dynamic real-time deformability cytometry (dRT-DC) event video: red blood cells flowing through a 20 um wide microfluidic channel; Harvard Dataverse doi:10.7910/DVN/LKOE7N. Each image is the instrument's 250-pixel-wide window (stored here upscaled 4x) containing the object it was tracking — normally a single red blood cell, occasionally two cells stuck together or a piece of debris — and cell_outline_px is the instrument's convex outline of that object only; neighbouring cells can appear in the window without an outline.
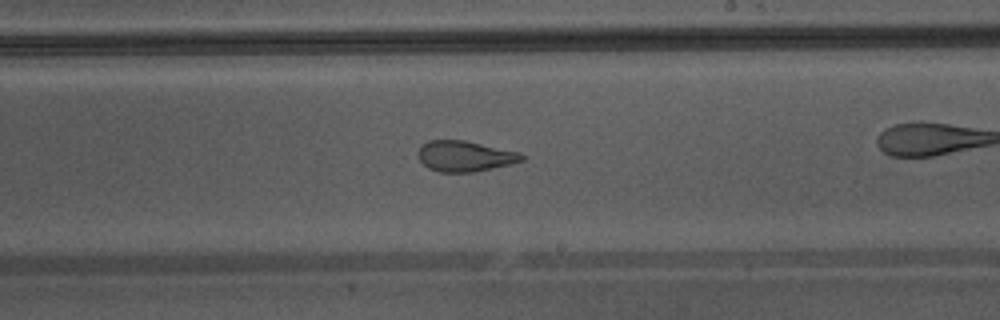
{"species": "Egyptian fruit bat (a non-hibernating species)", "species_latin": "Rousettus aegyptiacus", "temperature_condition": "warm", "stored_images_in_passage": 41, "camera_frame_rate_fps": 3000, "um_per_image_px": 0.085, "animal": {"sex": "male"}, "frame": {"image": 1, "passage_image": 30, "time_ms": 9.667, "image_size_px": [1000, 320], "cell_outline_px": [[524, 160], [512, 164], [472, 172], [440, 172], [428, 168], [420, 160], [420, 144], [428, 140], [464, 140], [520, 152], [524, 156]], "centroid_in_image_um": [39.53, 13.27], "position_along_channel_um": 249.5, "area_um2": 18.44}}